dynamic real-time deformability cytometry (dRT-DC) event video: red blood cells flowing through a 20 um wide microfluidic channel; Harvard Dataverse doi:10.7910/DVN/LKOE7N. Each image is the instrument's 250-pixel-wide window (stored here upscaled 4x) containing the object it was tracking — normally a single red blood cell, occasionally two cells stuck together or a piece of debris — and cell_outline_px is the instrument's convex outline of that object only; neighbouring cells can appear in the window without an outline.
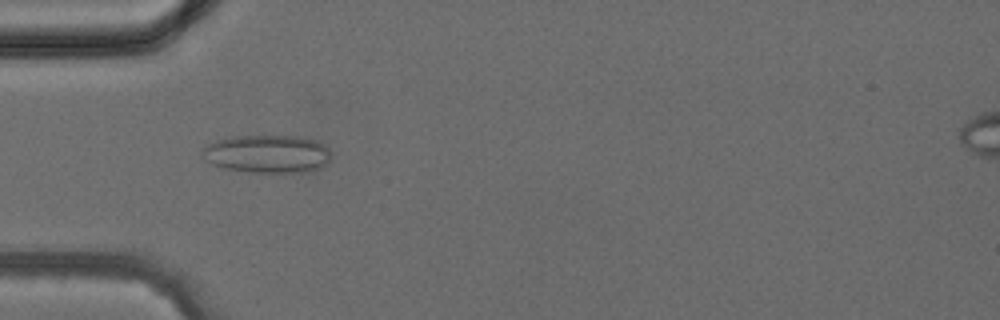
{"species": "common noctule bat (a hibernating species)", "species_latin": "Nyctalus noctula", "temperature_condition": "cold", "stored_images_in_passage": 29, "camera_frame_rate_fps": 3000, "um_per_image_px": 0.085, "animal": {"sex": "female", "body_mass_g": 24.6, "forearm_length_mm": 56.2}, "frame": {"image": 1, "passage_image": 1, "time_ms": 0.0, "image_size_px": [1000, 320], "cell_outline_px": [[328, 160], [320, 168], [304, 172], [252, 172], [224, 168], [212, 164], [204, 160], [200, 152], [208, 144], [216, 140], [232, 136], [296, 136], [316, 140], [328, 148]], "centroid_in_image_um": [22.66, 13.07], "position_along_channel_um": 62.3, "area_um2": 28.38}}
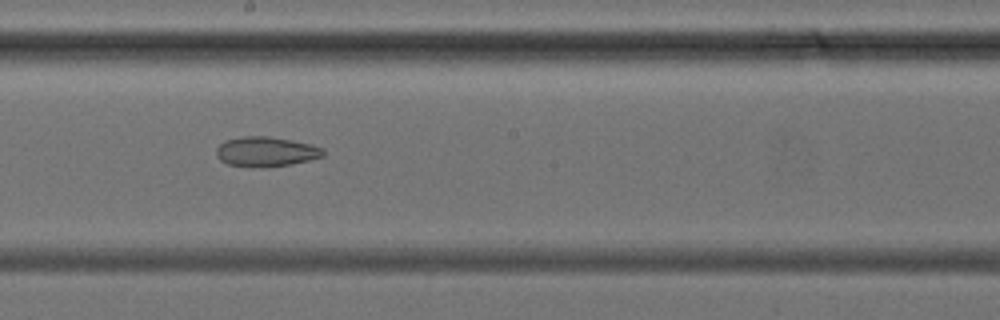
{"frame": {"image": 2, "passage_image": 11, "time_ms": 3.333, "image_size_px": [1000, 320], "cell_outline_px": [[324, 156], [292, 164], [228, 164], [220, 160], [216, 156], [216, 148], [224, 140], [244, 136], [268, 136], [292, 140], [312, 144], [324, 148]], "centroid_in_image_um": [22.63, 12.83], "position_along_channel_um": 225.6, "area_um2": 17.8}}
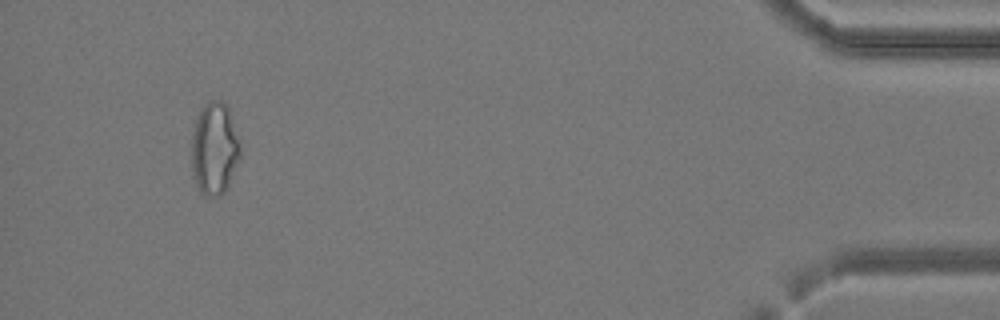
{"frame": {"image": 3, "passage_image": 27, "time_ms": 8.667, "image_size_px": [1000, 320], "cell_outline_px": [[240, 160], [228, 188], [220, 196], [204, 196], [200, 192], [196, 184], [192, 172], [192, 136], [196, 120], [204, 104], [208, 100], [224, 100], [228, 104], [240, 140]], "centroid_in_image_um": [18.26, 12.63], "position_along_channel_um": 416.9, "area_um2": 26.82}}